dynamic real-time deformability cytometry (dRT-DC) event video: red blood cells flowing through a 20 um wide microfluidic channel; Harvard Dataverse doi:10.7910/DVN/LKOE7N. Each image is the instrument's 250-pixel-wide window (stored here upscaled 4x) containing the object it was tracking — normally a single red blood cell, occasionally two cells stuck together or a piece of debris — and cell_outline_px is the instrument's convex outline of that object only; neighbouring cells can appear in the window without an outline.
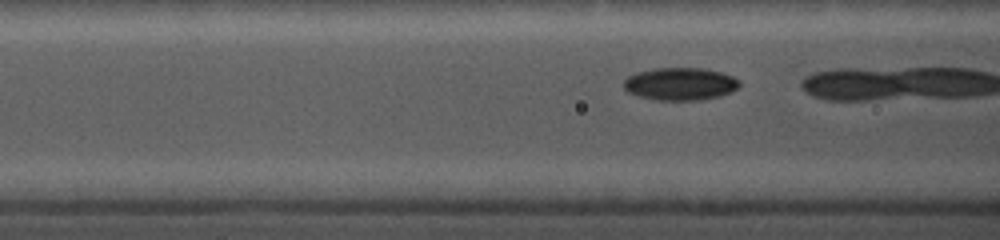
{"species": "common noctule bat (a hibernating species)", "species_latin": "Nyctalus noctula", "temperature_condition": "cold", "stored_images_in_passage": 35, "camera_frame_rate_fps": 5000, "um_per_image_px": 0.085, "animal": {"sex": "female", "body_mass_g": 19.0, "forearm_length_mm": 56.7}, "frame": {"image": 1, "passage_image": 4, "time_ms": 0.8, "image_size_px": [1000, 240], "cell_outline_px": [[740, 84], [736, 88], [720, 96], [700, 100], [656, 100], [640, 96], [628, 92], [624, 88], [624, 80], [628, 76], [636, 72], [656, 68], [704, 68], [720, 72], [732, 76], [740, 80]], "centroid_in_image_um": [57.8, 7.13], "position_along_channel_um": 108.8, "area_um2": 21.91}}
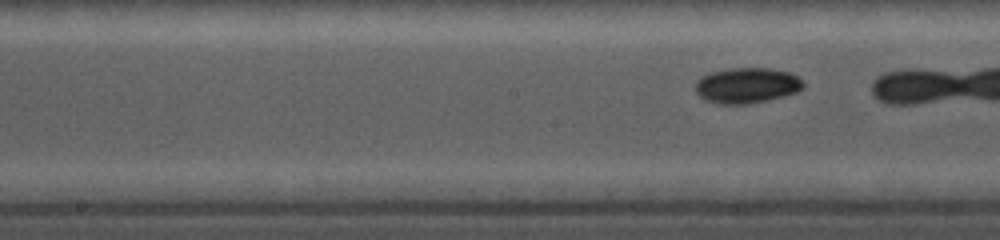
{"frame": {"image": 2, "passage_image": 11, "time_ms": 2.8, "image_size_px": [1000, 240], "cell_outline_px": [[804, 88], [796, 92], [784, 96], [768, 100], [748, 104], [716, 104], [704, 100], [696, 92], [696, 80], [700, 76], [708, 72], [728, 68], [772, 68], [788, 72], [796, 76], [804, 84]], "centroid_in_image_um": [63.44, 7.26], "position_along_channel_um": 184.8, "area_um2": 22.6}}
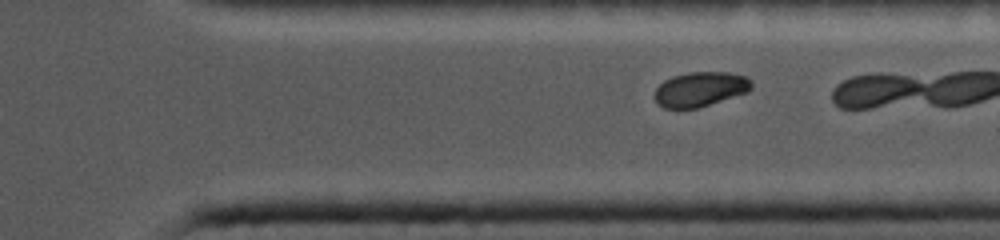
{"frame": {"image": 3, "passage_image": 27, "time_ms": 7.2, "image_size_px": [1000, 240], "cell_outline_px": [[752, 88], [748, 92], [700, 108], [664, 108], [656, 104], [652, 96], [656, 88], [664, 80], [672, 76], [688, 72], [728, 72], [748, 76], [752, 80]], "centroid_in_image_um": [59.51, 7.58], "position_along_channel_um": 351.9, "area_um2": 20.06}}